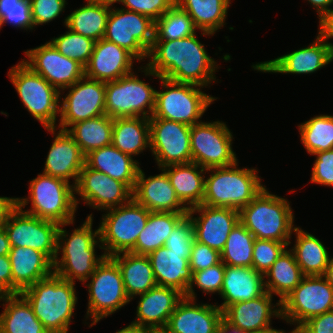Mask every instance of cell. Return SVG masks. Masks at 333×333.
Here are the masks:
<instances>
[{
	"label": "cell",
	"mask_w": 333,
	"mask_h": 333,
	"mask_svg": "<svg viewBox=\"0 0 333 333\" xmlns=\"http://www.w3.org/2000/svg\"><path fill=\"white\" fill-rule=\"evenodd\" d=\"M205 46L197 33L183 39L153 40L148 63L137 71L143 72L145 77H163L209 88L213 82H218L215 73L221 67L209 56Z\"/></svg>",
	"instance_id": "obj_1"
},
{
	"label": "cell",
	"mask_w": 333,
	"mask_h": 333,
	"mask_svg": "<svg viewBox=\"0 0 333 333\" xmlns=\"http://www.w3.org/2000/svg\"><path fill=\"white\" fill-rule=\"evenodd\" d=\"M86 217L82 225L73 229L72 232L64 228L73 225L76 221L60 224L57 255L53 262L55 274L70 282L79 281L82 284L106 257L100 240L99 226L93 230V213ZM97 248L102 250L101 255H97Z\"/></svg>",
	"instance_id": "obj_2"
},
{
	"label": "cell",
	"mask_w": 333,
	"mask_h": 333,
	"mask_svg": "<svg viewBox=\"0 0 333 333\" xmlns=\"http://www.w3.org/2000/svg\"><path fill=\"white\" fill-rule=\"evenodd\" d=\"M75 286L76 283L53 272L25 288L20 294L49 333H69L78 302Z\"/></svg>",
	"instance_id": "obj_3"
},
{
	"label": "cell",
	"mask_w": 333,
	"mask_h": 333,
	"mask_svg": "<svg viewBox=\"0 0 333 333\" xmlns=\"http://www.w3.org/2000/svg\"><path fill=\"white\" fill-rule=\"evenodd\" d=\"M238 166L239 161L226 167L206 169L202 204L240 211L264 189L257 169Z\"/></svg>",
	"instance_id": "obj_4"
},
{
	"label": "cell",
	"mask_w": 333,
	"mask_h": 333,
	"mask_svg": "<svg viewBox=\"0 0 333 333\" xmlns=\"http://www.w3.org/2000/svg\"><path fill=\"white\" fill-rule=\"evenodd\" d=\"M291 202L264 189L239 211V221L256 239L292 243L295 215Z\"/></svg>",
	"instance_id": "obj_5"
},
{
	"label": "cell",
	"mask_w": 333,
	"mask_h": 333,
	"mask_svg": "<svg viewBox=\"0 0 333 333\" xmlns=\"http://www.w3.org/2000/svg\"><path fill=\"white\" fill-rule=\"evenodd\" d=\"M27 197H15L16 205L24 212L60 224L76 220L74 186L67 181L39 173L29 181ZM31 207L27 210L28 204Z\"/></svg>",
	"instance_id": "obj_6"
},
{
	"label": "cell",
	"mask_w": 333,
	"mask_h": 333,
	"mask_svg": "<svg viewBox=\"0 0 333 333\" xmlns=\"http://www.w3.org/2000/svg\"><path fill=\"white\" fill-rule=\"evenodd\" d=\"M162 90H156L155 108L150 118H162L189 126L202 122L208 107L218 98L192 83L175 82L161 77Z\"/></svg>",
	"instance_id": "obj_7"
},
{
	"label": "cell",
	"mask_w": 333,
	"mask_h": 333,
	"mask_svg": "<svg viewBox=\"0 0 333 333\" xmlns=\"http://www.w3.org/2000/svg\"><path fill=\"white\" fill-rule=\"evenodd\" d=\"M7 73L31 117L40 122L44 129L56 128L60 113V91L22 61L13 65Z\"/></svg>",
	"instance_id": "obj_8"
},
{
	"label": "cell",
	"mask_w": 333,
	"mask_h": 333,
	"mask_svg": "<svg viewBox=\"0 0 333 333\" xmlns=\"http://www.w3.org/2000/svg\"><path fill=\"white\" fill-rule=\"evenodd\" d=\"M83 285L88 291L87 311L84 317L85 321L91 319L92 322H88L89 327L131 302L125 292L120 268L111 257H105Z\"/></svg>",
	"instance_id": "obj_9"
},
{
	"label": "cell",
	"mask_w": 333,
	"mask_h": 333,
	"mask_svg": "<svg viewBox=\"0 0 333 333\" xmlns=\"http://www.w3.org/2000/svg\"><path fill=\"white\" fill-rule=\"evenodd\" d=\"M103 212L99 224L103 253L111 257L130 252L146 225L150 211L132 198L122 206Z\"/></svg>",
	"instance_id": "obj_10"
},
{
	"label": "cell",
	"mask_w": 333,
	"mask_h": 333,
	"mask_svg": "<svg viewBox=\"0 0 333 333\" xmlns=\"http://www.w3.org/2000/svg\"><path fill=\"white\" fill-rule=\"evenodd\" d=\"M156 89L135 71L105 82V115L111 118H150L155 108Z\"/></svg>",
	"instance_id": "obj_11"
},
{
	"label": "cell",
	"mask_w": 333,
	"mask_h": 333,
	"mask_svg": "<svg viewBox=\"0 0 333 333\" xmlns=\"http://www.w3.org/2000/svg\"><path fill=\"white\" fill-rule=\"evenodd\" d=\"M330 310H333V287L322 275L304 276L281 301V319L296 329L309 318Z\"/></svg>",
	"instance_id": "obj_12"
},
{
	"label": "cell",
	"mask_w": 333,
	"mask_h": 333,
	"mask_svg": "<svg viewBox=\"0 0 333 333\" xmlns=\"http://www.w3.org/2000/svg\"><path fill=\"white\" fill-rule=\"evenodd\" d=\"M233 135L221 120L194 124L190 130L192 162L205 169L235 164L239 160L232 148Z\"/></svg>",
	"instance_id": "obj_13"
},
{
	"label": "cell",
	"mask_w": 333,
	"mask_h": 333,
	"mask_svg": "<svg viewBox=\"0 0 333 333\" xmlns=\"http://www.w3.org/2000/svg\"><path fill=\"white\" fill-rule=\"evenodd\" d=\"M155 21L124 8L111 7L104 39L130 52L140 63L148 58Z\"/></svg>",
	"instance_id": "obj_14"
},
{
	"label": "cell",
	"mask_w": 333,
	"mask_h": 333,
	"mask_svg": "<svg viewBox=\"0 0 333 333\" xmlns=\"http://www.w3.org/2000/svg\"><path fill=\"white\" fill-rule=\"evenodd\" d=\"M59 226L56 222L26 213L15 204L7 214L3 227L11 247H30L41 251L54 262Z\"/></svg>",
	"instance_id": "obj_15"
},
{
	"label": "cell",
	"mask_w": 333,
	"mask_h": 333,
	"mask_svg": "<svg viewBox=\"0 0 333 333\" xmlns=\"http://www.w3.org/2000/svg\"><path fill=\"white\" fill-rule=\"evenodd\" d=\"M68 90L67 94H64ZM65 95L64 97L62 96ZM57 129L67 131L73 124L105 115V82L86 77L60 91Z\"/></svg>",
	"instance_id": "obj_16"
},
{
	"label": "cell",
	"mask_w": 333,
	"mask_h": 333,
	"mask_svg": "<svg viewBox=\"0 0 333 333\" xmlns=\"http://www.w3.org/2000/svg\"><path fill=\"white\" fill-rule=\"evenodd\" d=\"M190 130L181 122L149 118V151L158 169L192 162Z\"/></svg>",
	"instance_id": "obj_17"
},
{
	"label": "cell",
	"mask_w": 333,
	"mask_h": 333,
	"mask_svg": "<svg viewBox=\"0 0 333 333\" xmlns=\"http://www.w3.org/2000/svg\"><path fill=\"white\" fill-rule=\"evenodd\" d=\"M75 189V204L80 201L97 211H105L122 206L132 199V190L123 182L115 180L103 172L84 164ZM81 198H78V196Z\"/></svg>",
	"instance_id": "obj_18"
},
{
	"label": "cell",
	"mask_w": 333,
	"mask_h": 333,
	"mask_svg": "<svg viewBox=\"0 0 333 333\" xmlns=\"http://www.w3.org/2000/svg\"><path fill=\"white\" fill-rule=\"evenodd\" d=\"M333 62V45L319 32L314 41L275 59L258 62L251 67L262 73L313 74Z\"/></svg>",
	"instance_id": "obj_19"
},
{
	"label": "cell",
	"mask_w": 333,
	"mask_h": 333,
	"mask_svg": "<svg viewBox=\"0 0 333 333\" xmlns=\"http://www.w3.org/2000/svg\"><path fill=\"white\" fill-rule=\"evenodd\" d=\"M24 54L26 59L21 61L59 91L70 87L85 75L82 64L62 55L50 41L27 49Z\"/></svg>",
	"instance_id": "obj_20"
},
{
	"label": "cell",
	"mask_w": 333,
	"mask_h": 333,
	"mask_svg": "<svg viewBox=\"0 0 333 333\" xmlns=\"http://www.w3.org/2000/svg\"><path fill=\"white\" fill-rule=\"evenodd\" d=\"M197 215L194 217V215ZM194 225V239L221 252L228 235L239 222V211L228 207H213L200 204L189 209Z\"/></svg>",
	"instance_id": "obj_21"
},
{
	"label": "cell",
	"mask_w": 333,
	"mask_h": 333,
	"mask_svg": "<svg viewBox=\"0 0 333 333\" xmlns=\"http://www.w3.org/2000/svg\"><path fill=\"white\" fill-rule=\"evenodd\" d=\"M53 135L42 173L63 179L75 187L85 164V156L73 137L65 130L46 128ZM72 180V182L70 181Z\"/></svg>",
	"instance_id": "obj_22"
},
{
	"label": "cell",
	"mask_w": 333,
	"mask_h": 333,
	"mask_svg": "<svg viewBox=\"0 0 333 333\" xmlns=\"http://www.w3.org/2000/svg\"><path fill=\"white\" fill-rule=\"evenodd\" d=\"M222 321L223 311L217 303H197L183 297L161 333H216Z\"/></svg>",
	"instance_id": "obj_23"
},
{
	"label": "cell",
	"mask_w": 333,
	"mask_h": 333,
	"mask_svg": "<svg viewBox=\"0 0 333 333\" xmlns=\"http://www.w3.org/2000/svg\"><path fill=\"white\" fill-rule=\"evenodd\" d=\"M184 294L172 287L155 286L139 295L136 317L132 323L148 329L151 333H161L167 326L170 315Z\"/></svg>",
	"instance_id": "obj_24"
},
{
	"label": "cell",
	"mask_w": 333,
	"mask_h": 333,
	"mask_svg": "<svg viewBox=\"0 0 333 333\" xmlns=\"http://www.w3.org/2000/svg\"><path fill=\"white\" fill-rule=\"evenodd\" d=\"M281 320V302L273 303L267 291L253 300L238 302L223 310V321L247 333H254L272 325L273 318Z\"/></svg>",
	"instance_id": "obj_25"
},
{
	"label": "cell",
	"mask_w": 333,
	"mask_h": 333,
	"mask_svg": "<svg viewBox=\"0 0 333 333\" xmlns=\"http://www.w3.org/2000/svg\"><path fill=\"white\" fill-rule=\"evenodd\" d=\"M159 170L161 173L146 177L143 169H139L132 198L150 212L188 213L166 172L162 168Z\"/></svg>",
	"instance_id": "obj_26"
},
{
	"label": "cell",
	"mask_w": 333,
	"mask_h": 333,
	"mask_svg": "<svg viewBox=\"0 0 333 333\" xmlns=\"http://www.w3.org/2000/svg\"><path fill=\"white\" fill-rule=\"evenodd\" d=\"M137 59L126 49L115 43L100 39L95 42L85 76L98 81H114L134 72Z\"/></svg>",
	"instance_id": "obj_27"
},
{
	"label": "cell",
	"mask_w": 333,
	"mask_h": 333,
	"mask_svg": "<svg viewBox=\"0 0 333 333\" xmlns=\"http://www.w3.org/2000/svg\"><path fill=\"white\" fill-rule=\"evenodd\" d=\"M191 253H176L165 246L148 255L158 286L172 287L186 294L192 282Z\"/></svg>",
	"instance_id": "obj_28"
},
{
	"label": "cell",
	"mask_w": 333,
	"mask_h": 333,
	"mask_svg": "<svg viewBox=\"0 0 333 333\" xmlns=\"http://www.w3.org/2000/svg\"><path fill=\"white\" fill-rule=\"evenodd\" d=\"M266 292L264 275L253 267L225 265L223 286L217 306L223 311L227 306L238 302L253 300Z\"/></svg>",
	"instance_id": "obj_29"
},
{
	"label": "cell",
	"mask_w": 333,
	"mask_h": 333,
	"mask_svg": "<svg viewBox=\"0 0 333 333\" xmlns=\"http://www.w3.org/2000/svg\"><path fill=\"white\" fill-rule=\"evenodd\" d=\"M13 278V294L50 276L53 262L41 251L30 247H11L9 252Z\"/></svg>",
	"instance_id": "obj_30"
},
{
	"label": "cell",
	"mask_w": 333,
	"mask_h": 333,
	"mask_svg": "<svg viewBox=\"0 0 333 333\" xmlns=\"http://www.w3.org/2000/svg\"><path fill=\"white\" fill-rule=\"evenodd\" d=\"M85 164L93 170L125 183L132 191L140 167L139 160L109 145L91 151L85 156Z\"/></svg>",
	"instance_id": "obj_31"
},
{
	"label": "cell",
	"mask_w": 333,
	"mask_h": 333,
	"mask_svg": "<svg viewBox=\"0 0 333 333\" xmlns=\"http://www.w3.org/2000/svg\"><path fill=\"white\" fill-rule=\"evenodd\" d=\"M181 203L189 210L202 204L206 169L194 162L162 168Z\"/></svg>",
	"instance_id": "obj_32"
},
{
	"label": "cell",
	"mask_w": 333,
	"mask_h": 333,
	"mask_svg": "<svg viewBox=\"0 0 333 333\" xmlns=\"http://www.w3.org/2000/svg\"><path fill=\"white\" fill-rule=\"evenodd\" d=\"M111 258L120 268L125 292L130 301L157 286L147 255L122 252L111 256Z\"/></svg>",
	"instance_id": "obj_33"
},
{
	"label": "cell",
	"mask_w": 333,
	"mask_h": 333,
	"mask_svg": "<svg viewBox=\"0 0 333 333\" xmlns=\"http://www.w3.org/2000/svg\"><path fill=\"white\" fill-rule=\"evenodd\" d=\"M193 20L202 36H214L226 24L231 0H175Z\"/></svg>",
	"instance_id": "obj_34"
},
{
	"label": "cell",
	"mask_w": 333,
	"mask_h": 333,
	"mask_svg": "<svg viewBox=\"0 0 333 333\" xmlns=\"http://www.w3.org/2000/svg\"><path fill=\"white\" fill-rule=\"evenodd\" d=\"M0 333H49L21 294L4 295Z\"/></svg>",
	"instance_id": "obj_35"
},
{
	"label": "cell",
	"mask_w": 333,
	"mask_h": 333,
	"mask_svg": "<svg viewBox=\"0 0 333 333\" xmlns=\"http://www.w3.org/2000/svg\"><path fill=\"white\" fill-rule=\"evenodd\" d=\"M295 242L289 249L305 276L323 275L330 260L328 248L315 235L295 227Z\"/></svg>",
	"instance_id": "obj_36"
},
{
	"label": "cell",
	"mask_w": 333,
	"mask_h": 333,
	"mask_svg": "<svg viewBox=\"0 0 333 333\" xmlns=\"http://www.w3.org/2000/svg\"><path fill=\"white\" fill-rule=\"evenodd\" d=\"M111 5L93 0L76 8L64 18V26L74 33L98 41L104 38Z\"/></svg>",
	"instance_id": "obj_37"
},
{
	"label": "cell",
	"mask_w": 333,
	"mask_h": 333,
	"mask_svg": "<svg viewBox=\"0 0 333 333\" xmlns=\"http://www.w3.org/2000/svg\"><path fill=\"white\" fill-rule=\"evenodd\" d=\"M112 145L136 157L150 148L149 118H113Z\"/></svg>",
	"instance_id": "obj_38"
},
{
	"label": "cell",
	"mask_w": 333,
	"mask_h": 333,
	"mask_svg": "<svg viewBox=\"0 0 333 333\" xmlns=\"http://www.w3.org/2000/svg\"><path fill=\"white\" fill-rule=\"evenodd\" d=\"M294 253L287 247L264 274L265 289L281 302L304 278Z\"/></svg>",
	"instance_id": "obj_39"
},
{
	"label": "cell",
	"mask_w": 333,
	"mask_h": 333,
	"mask_svg": "<svg viewBox=\"0 0 333 333\" xmlns=\"http://www.w3.org/2000/svg\"><path fill=\"white\" fill-rule=\"evenodd\" d=\"M187 214L150 212L146 225L138 235L135 247L130 252L148 256L153 251L163 247L173 228Z\"/></svg>",
	"instance_id": "obj_40"
},
{
	"label": "cell",
	"mask_w": 333,
	"mask_h": 333,
	"mask_svg": "<svg viewBox=\"0 0 333 333\" xmlns=\"http://www.w3.org/2000/svg\"><path fill=\"white\" fill-rule=\"evenodd\" d=\"M113 118L101 115L73 124L67 132L84 156L98 148L112 145Z\"/></svg>",
	"instance_id": "obj_41"
},
{
	"label": "cell",
	"mask_w": 333,
	"mask_h": 333,
	"mask_svg": "<svg viewBox=\"0 0 333 333\" xmlns=\"http://www.w3.org/2000/svg\"><path fill=\"white\" fill-rule=\"evenodd\" d=\"M297 126L300 141L308 154L333 149V115H314Z\"/></svg>",
	"instance_id": "obj_42"
},
{
	"label": "cell",
	"mask_w": 333,
	"mask_h": 333,
	"mask_svg": "<svg viewBox=\"0 0 333 333\" xmlns=\"http://www.w3.org/2000/svg\"><path fill=\"white\" fill-rule=\"evenodd\" d=\"M254 235L239 221L228 235L221 261L225 265L252 267Z\"/></svg>",
	"instance_id": "obj_43"
},
{
	"label": "cell",
	"mask_w": 333,
	"mask_h": 333,
	"mask_svg": "<svg viewBox=\"0 0 333 333\" xmlns=\"http://www.w3.org/2000/svg\"><path fill=\"white\" fill-rule=\"evenodd\" d=\"M198 29L188 13L176 3L155 21L154 40H176L194 35Z\"/></svg>",
	"instance_id": "obj_44"
},
{
	"label": "cell",
	"mask_w": 333,
	"mask_h": 333,
	"mask_svg": "<svg viewBox=\"0 0 333 333\" xmlns=\"http://www.w3.org/2000/svg\"><path fill=\"white\" fill-rule=\"evenodd\" d=\"M66 29L65 33L49 41L62 55L77 60L85 67L90 60L96 41Z\"/></svg>",
	"instance_id": "obj_45"
},
{
	"label": "cell",
	"mask_w": 333,
	"mask_h": 333,
	"mask_svg": "<svg viewBox=\"0 0 333 333\" xmlns=\"http://www.w3.org/2000/svg\"><path fill=\"white\" fill-rule=\"evenodd\" d=\"M224 273L225 264L222 261L207 269L193 272L192 282L184 297L197 300V294L195 292L197 290H195V286L205 293V295L217 293L220 295L223 286Z\"/></svg>",
	"instance_id": "obj_46"
},
{
	"label": "cell",
	"mask_w": 333,
	"mask_h": 333,
	"mask_svg": "<svg viewBox=\"0 0 333 333\" xmlns=\"http://www.w3.org/2000/svg\"><path fill=\"white\" fill-rule=\"evenodd\" d=\"M0 23L26 31L34 30L30 0H0Z\"/></svg>",
	"instance_id": "obj_47"
},
{
	"label": "cell",
	"mask_w": 333,
	"mask_h": 333,
	"mask_svg": "<svg viewBox=\"0 0 333 333\" xmlns=\"http://www.w3.org/2000/svg\"><path fill=\"white\" fill-rule=\"evenodd\" d=\"M288 246H290V243L255 239L252 267L264 275Z\"/></svg>",
	"instance_id": "obj_48"
},
{
	"label": "cell",
	"mask_w": 333,
	"mask_h": 333,
	"mask_svg": "<svg viewBox=\"0 0 333 333\" xmlns=\"http://www.w3.org/2000/svg\"><path fill=\"white\" fill-rule=\"evenodd\" d=\"M194 242V225L187 214L174 228L166 240L165 247L176 253H191Z\"/></svg>",
	"instance_id": "obj_49"
},
{
	"label": "cell",
	"mask_w": 333,
	"mask_h": 333,
	"mask_svg": "<svg viewBox=\"0 0 333 333\" xmlns=\"http://www.w3.org/2000/svg\"><path fill=\"white\" fill-rule=\"evenodd\" d=\"M67 3V0H30L34 29L60 17Z\"/></svg>",
	"instance_id": "obj_50"
},
{
	"label": "cell",
	"mask_w": 333,
	"mask_h": 333,
	"mask_svg": "<svg viewBox=\"0 0 333 333\" xmlns=\"http://www.w3.org/2000/svg\"><path fill=\"white\" fill-rule=\"evenodd\" d=\"M121 8L141 13L157 21L174 4L175 0H121Z\"/></svg>",
	"instance_id": "obj_51"
},
{
	"label": "cell",
	"mask_w": 333,
	"mask_h": 333,
	"mask_svg": "<svg viewBox=\"0 0 333 333\" xmlns=\"http://www.w3.org/2000/svg\"><path fill=\"white\" fill-rule=\"evenodd\" d=\"M310 183L333 187V149L316 152Z\"/></svg>",
	"instance_id": "obj_52"
},
{
	"label": "cell",
	"mask_w": 333,
	"mask_h": 333,
	"mask_svg": "<svg viewBox=\"0 0 333 333\" xmlns=\"http://www.w3.org/2000/svg\"><path fill=\"white\" fill-rule=\"evenodd\" d=\"M221 262V254L219 251L210 248L208 245L200 243L194 239L189 266L192 273L207 269Z\"/></svg>",
	"instance_id": "obj_53"
},
{
	"label": "cell",
	"mask_w": 333,
	"mask_h": 333,
	"mask_svg": "<svg viewBox=\"0 0 333 333\" xmlns=\"http://www.w3.org/2000/svg\"><path fill=\"white\" fill-rule=\"evenodd\" d=\"M297 333H333V310L309 318Z\"/></svg>",
	"instance_id": "obj_54"
},
{
	"label": "cell",
	"mask_w": 333,
	"mask_h": 333,
	"mask_svg": "<svg viewBox=\"0 0 333 333\" xmlns=\"http://www.w3.org/2000/svg\"><path fill=\"white\" fill-rule=\"evenodd\" d=\"M0 291L13 294V278L9 255L0 256Z\"/></svg>",
	"instance_id": "obj_55"
},
{
	"label": "cell",
	"mask_w": 333,
	"mask_h": 333,
	"mask_svg": "<svg viewBox=\"0 0 333 333\" xmlns=\"http://www.w3.org/2000/svg\"><path fill=\"white\" fill-rule=\"evenodd\" d=\"M318 23L319 28L317 32L330 42V39L333 38V9Z\"/></svg>",
	"instance_id": "obj_56"
},
{
	"label": "cell",
	"mask_w": 333,
	"mask_h": 333,
	"mask_svg": "<svg viewBox=\"0 0 333 333\" xmlns=\"http://www.w3.org/2000/svg\"><path fill=\"white\" fill-rule=\"evenodd\" d=\"M317 13L320 22L332 9L333 0H306Z\"/></svg>",
	"instance_id": "obj_57"
},
{
	"label": "cell",
	"mask_w": 333,
	"mask_h": 333,
	"mask_svg": "<svg viewBox=\"0 0 333 333\" xmlns=\"http://www.w3.org/2000/svg\"><path fill=\"white\" fill-rule=\"evenodd\" d=\"M15 197L0 196V228L4 226L9 211L15 206Z\"/></svg>",
	"instance_id": "obj_58"
},
{
	"label": "cell",
	"mask_w": 333,
	"mask_h": 333,
	"mask_svg": "<svg viewBox=\"0 0 333 333\" xmlns=\"http://www.w3.org/2000/svg\"><path fill=\"white\" fill-rule=\"evenodd\" d=\"M11 250L10 241L4 227L0 228V256L9 255Z\"/></svg>",
	"instance_id": "obj_59"
},
{
	"label": "cell",
	"mask_w": 333,
	"mask_h": 333,
	"mask_svg": "<svg viewBox=\"0 0 333 333\" xmlns=\"http://www.w3.org/2000/svg\"><path fill=\"white\" fill-rule=\"evenodd\" d=\"M115 333H151L148 329L140 327L135 323H130L129 325L125 326L124 328L117 330Z\"/></svg>",
	"instance_id": "obj_60"
},
{
	"label": "cell",
	"mask_w": 333,
	"mask_h": 333,
	"mask_svg": "<svg viewBox=\"0 0 333 333\" xmlns=\"http://www.w3.org/2000/svg\"><path fill=\"white\" fill-rule=\"evenodd\" d=\"M216 333H247L242 331L241 329L232 327L230 325H228L227 323H225L224 321H222L219 325V327L216 330Z\"/></svg>",
	"instance_id": "obj_61"
},
{
	"label": "cell",
	"mask_w": 333,
	"mask_h": 333,
	"mask_svg": "<svg viewBox=\"0 0 333 333\" xmlns=\"http://www.w3.org/2000/svg\"><path fill=\"white\" fill-rule=\"evenodd\" d=\"M333 287V256L330 257L329 264L322 275Z\"/></svg>",
	"instance_id": "obj_62"
},
{
	"label": "cell",
	"mask_w": 333,
	"mask_h": 333,
	"mask_svg": "<svg viewBox=\"0 0 333 333\" xmlns=\"http://www.w3.org/2000/svg\"><path fill=\"white\" fill-rule=\"evenodd\" d=\"M254 333H287L284 329H275L273 326H269L265 329L259 330ZM288 333H297V329L293 328L292 331Z\"/></svg>",
	"instance_id": "obj_63"
},
{
	"label": "cell",
	"mask_w": 333,
	"mask_h": 333,
	"mask_svg": "<svg viewBox=\"0 0 333 333\" xmlns=\"http://www.w3.org/2000/svg\"><path fill=\"white\" fill-rule=\"evenodd\" d=\"M93 1H97V2H100V3H104V4H109L111 6H113L115 3H118L121 1V0H93Z\"/></svg>",
	"instance_id": "obj_64"
},
{
	"label": "cell",
	"mask_w": 333,
	"mask_h": 333,
	"mask_svg": "<svg viewBox=\"0 0 333 333\" xmlns=\"http://www.w3.org/2000/svg\"><path fill=\"white\" fill-rule=\"evenodd\" d=\"M4 295L5 294L2 291H0V302H2V299H3Z\"/></svg>",
	"instance_id": "obj_65"
}]
</instances>
